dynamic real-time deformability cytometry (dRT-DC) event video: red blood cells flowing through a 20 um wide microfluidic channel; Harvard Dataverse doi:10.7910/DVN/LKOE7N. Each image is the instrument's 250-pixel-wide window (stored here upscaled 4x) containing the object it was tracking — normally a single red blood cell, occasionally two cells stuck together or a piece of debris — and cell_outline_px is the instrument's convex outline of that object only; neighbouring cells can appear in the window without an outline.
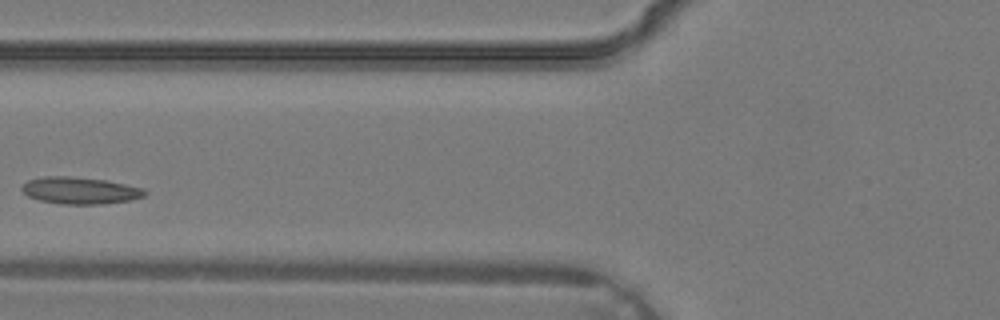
{"species": "common noctule bat (a hibernating species)", "species_latin": "Nyctalus noctula", "temperature_condition": "warm", "stored_images_in_passage": 4, "camera_frame_rate_fps": 3000, "um_per_image_px": 0.085, "animal": {"sex": "male", "body_mass_g": 19.2, "forearm_length_mm": 51.8}, "frame": {"image": 1, "passage_image": 4, "time_ms": 1.0, "image_size_px": [1000, 320], "cell_outline_px": [[148, 192], [144, 196], [132, 200], [104, 204], [60, 204], [40, 200], [28, 196], [20, 188], [28, 180], [44, 176], [72, 176], [104, 180], [144, 188]], "centroid_in_image_um": [6.82, 16.2], "position_along_channel_um": 119.0, "area_um2": 19.31}}